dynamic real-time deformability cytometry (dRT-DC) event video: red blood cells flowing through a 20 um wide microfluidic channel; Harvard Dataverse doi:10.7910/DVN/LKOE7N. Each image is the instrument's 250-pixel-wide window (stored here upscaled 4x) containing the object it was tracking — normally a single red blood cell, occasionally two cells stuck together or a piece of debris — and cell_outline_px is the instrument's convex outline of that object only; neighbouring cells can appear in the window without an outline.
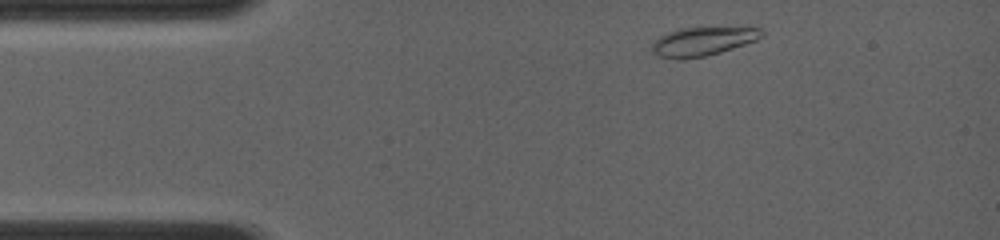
{"species": "common noctule bat (a hibernating species)", "species_latin": "Nyctalus noctula", "temperature_condition": "room temperature", "stored_images_in_passage": 10, "camera_frame_rate_fps": 4000, "um_per_image_px": 0.085, "animal": {"sex": "female", "body_mass_g": 19.0, "forearm_length_mm": 56.7}, "frame": {"image": 1, "passage_image": 2, "time_ms": 0.25, "image_size_px": [1000, 240], "cell_outline_px": [[764, 36], [756, 40], [720, 52], [704, 56], [680, 60], [660, 56], [652, 52], [652, 44], [660, 36], [668, 32], [680, 28], [764, 28]], "centroid_in_image_um": [59.73, 3.52], "position_along_channel_um": 25.3, "area_um2": 18.09}}